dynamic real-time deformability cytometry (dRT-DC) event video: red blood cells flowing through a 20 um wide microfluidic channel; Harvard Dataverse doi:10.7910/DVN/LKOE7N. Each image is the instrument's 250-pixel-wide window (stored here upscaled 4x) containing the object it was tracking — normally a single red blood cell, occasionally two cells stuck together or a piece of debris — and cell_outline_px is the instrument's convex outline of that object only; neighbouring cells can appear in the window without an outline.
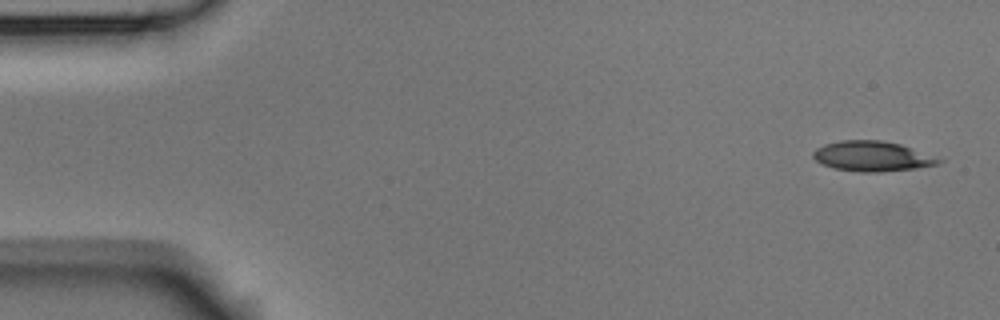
{"species": "Egyptian fruit bat (a non-hibernating species)", "species_latin": "Rousettus aegyptiacus", "temperature_condition": "room temperature", "stored_images_in_passage": 5, "camera_frame_rate_fps": 3000, "um_per_image_px": 0.085, "animal": {"sex": "male"}, "frame": {"image": 1, "passage_image": 1, "time_ms": 0.0, "image_size_px": [1000, 320], "cell_outline_px": [[944, 160], [936, 164], [916, 168], [880, 172], [860, 172], [836, 168], [824, 164], [816, 160], [812, 156], [812, 152], [816, 148], [824, 144], [840, 140], [880, 140], [900, 144]], "centroid_in_image_um": [74.1, 13.27], "position_along_channel_um": 10.9, "area_um2": 21.73}}
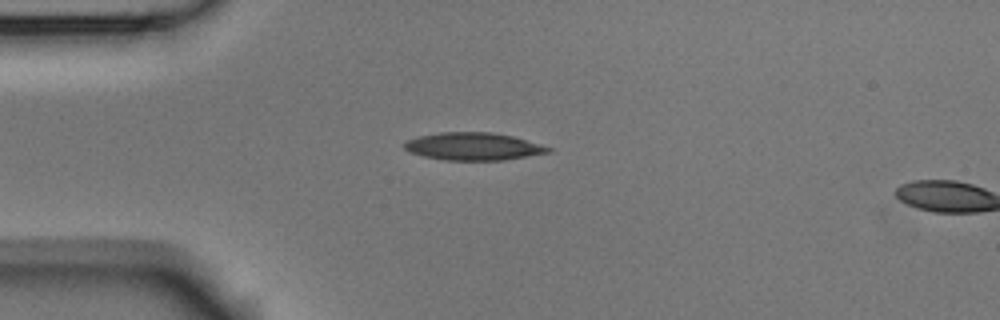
{"frame": {"image": 2, "passage_image": 4, "time_ms": 1.0, "image_size_px": [1000, 320], "cell_outline_px": [[552, 152], [504, 160], [444, 160], [424, 156], [412, 152], [404, 148], [404, 140], [416, 136], [440, 132], [492, 132], [512, 136], [540, 144], [552, 148]], "centroid_in_image_um": [40.22, 12.44], "position_along_channel_um": 44.8, "area_um2": 23.18}}